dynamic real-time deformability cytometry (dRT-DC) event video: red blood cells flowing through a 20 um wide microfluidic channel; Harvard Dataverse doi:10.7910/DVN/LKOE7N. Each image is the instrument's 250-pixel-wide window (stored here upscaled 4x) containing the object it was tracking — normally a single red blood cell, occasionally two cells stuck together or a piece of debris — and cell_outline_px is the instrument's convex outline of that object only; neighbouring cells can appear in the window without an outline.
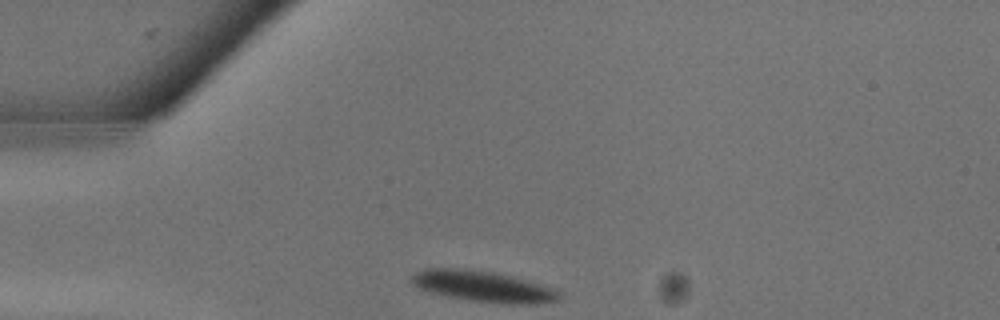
{"species": "common noctule bat (a hibernating species)", "species_latin": "Nyctalus noctula", "temperature_condition": "warm", "stored_images_in_passage": 15, "camera_frame_rate_fps": 3000, "um_per_image_px": 0.085, "animal": {"sex": "male", "body_mass_g": 13.3}, "frame": {"image": 1, "passage_image": 1, "time_ms": 0.0, "image_size_px": [1000, 320], "cell_outline_px": [[560, 300], [536, 304], [512, 304], [468, 300], [448, 296], [432, 292], [420, 288], [412, 284], [412, 276], [416, 272], [424, 268], [464, 268], [492, 272], [512, 276], [556, 288], [560, 292]], "centroid_in_image_um": [41.11, 24.34], "position_along_channel_um": 43.9, "area_um2": 26.59}}
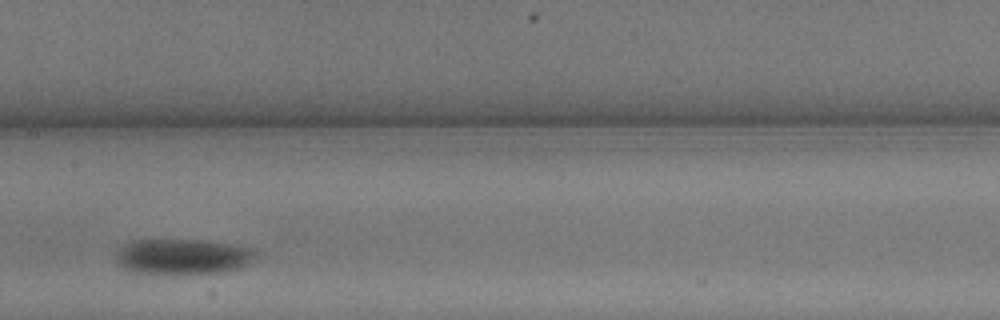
{"frame": {"image": 2, "passage_image": 8, "time_ms": 2.333, "image_size_px": [1000, 320], "cell_outline_px": [[256, 256], [248, 264], [240, 268], [224, 272], [136, 272], [124, 268], [116, 260], [116, 252], [124, 244], [132, 240], [196, 240], [228, 244], [252, 248], [256, 252]], "centroid_in_image_um": [15.54, 21.78], "position_along_channel_um": 191.9, "area_um2": 28.09}}
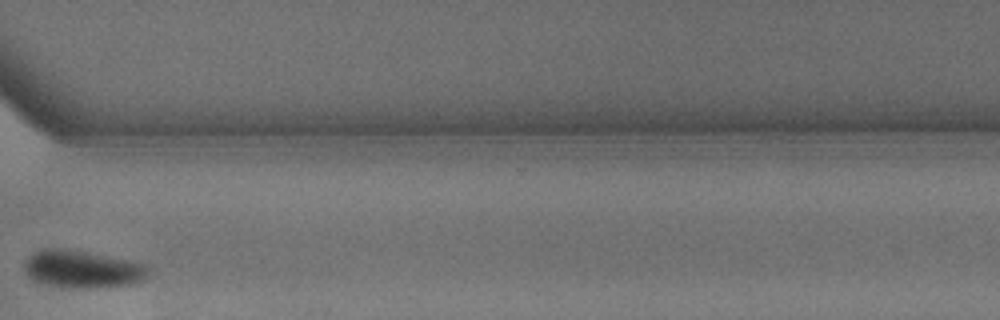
{"frame": {"image": 3, "passage_image": 15, "time_ms": 4.667, "image_size_px": [1000, 320], "cell_outline_px": [[148, 268], [144, 276], [140, 280], [128, 284], [44, 284], [28, 276], [24, 272], [24, 264], [28, 256], [40, 248], [68, 248], [140, 260], [148, 264]], "centroid_in_image_um": [6.99, 22.74], "position_along_channel_um": 363.6, "area_um2": 26.18}}